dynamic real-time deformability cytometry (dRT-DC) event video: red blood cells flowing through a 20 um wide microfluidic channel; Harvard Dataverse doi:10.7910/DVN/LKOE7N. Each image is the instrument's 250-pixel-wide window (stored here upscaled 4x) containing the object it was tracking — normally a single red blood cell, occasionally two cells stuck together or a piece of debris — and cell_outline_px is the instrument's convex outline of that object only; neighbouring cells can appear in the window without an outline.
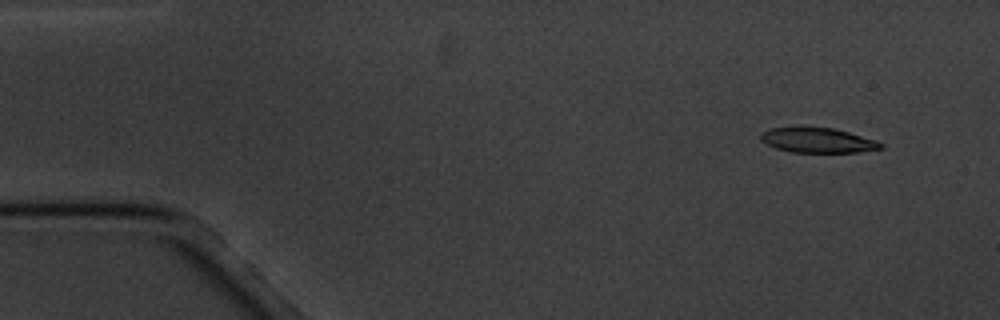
{"species": "common noctule bat (a hibernating species)", "species_latin": "Nyctalus noctula", "temperature_condition": "cold", "stored_images_in_passage": 9, "camera_frame_rate_fps": 3000, "um_per_image_px": 0.085, "animal": {"sex": "male", "body_mass_g": 20.1, "forearm_length_mm": 53.5}, "frame": {"image": 1, "passage_image": 2, "time_ms": 1.0, "image_size_px": [1000, 320], "cell_outline_px": [[884, 148], [856, 152], [792, 152], [776, 148], [760, 140], [760, 132], [772, 128], [800, 124], [804, 124], [832, 128], [848, 132], [876, 140], [884, 144]], "centroid_in_image_um": [69.45, 11.87], "position_along_channel_um": 15.6, "area_um2": 18.03}}
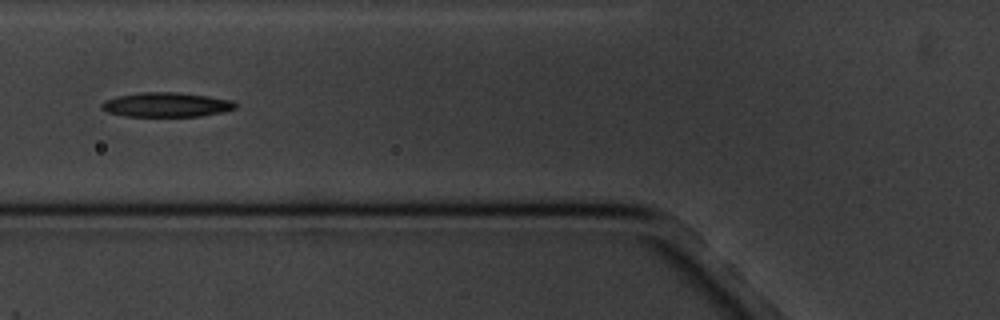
{"frame": {"image": 2, "passage_image": 6, "time_ms": 6.667, "image_size_px": [1000, 320], "cell_outline_px": [[236, 108], [224, 112], [200, 116], [124, 116], [108, 112], [100, 108], [100, 104], [104, 100], [116, 96], [140, 92], [180, 92], [208, 96], [232, 100], [236, 104]], "centroid_in_image_um": [14.12, 8.89], "position_along_channel_um": 111.7, "area_um2": 19.25}}
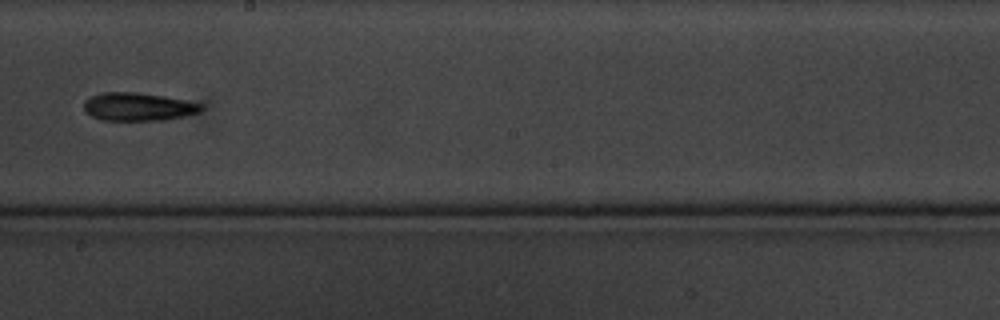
{"frame": {"image": 3, "passage_image": 9, "time_ms": 10.333, "image_size_px": [1000, 320], "cell_outline_px": [[204, 108], [200, 112], [184, 116], [164, 120], [100, 120], [84, 112], [84, 100], [92, 96], [104, 92], [136, 92], [164, 96], [204, 104]], "centroid_in_image_um": [11.75, 9.07], "position_along_channel_um": 236.5, "area_um2": 19.31}}